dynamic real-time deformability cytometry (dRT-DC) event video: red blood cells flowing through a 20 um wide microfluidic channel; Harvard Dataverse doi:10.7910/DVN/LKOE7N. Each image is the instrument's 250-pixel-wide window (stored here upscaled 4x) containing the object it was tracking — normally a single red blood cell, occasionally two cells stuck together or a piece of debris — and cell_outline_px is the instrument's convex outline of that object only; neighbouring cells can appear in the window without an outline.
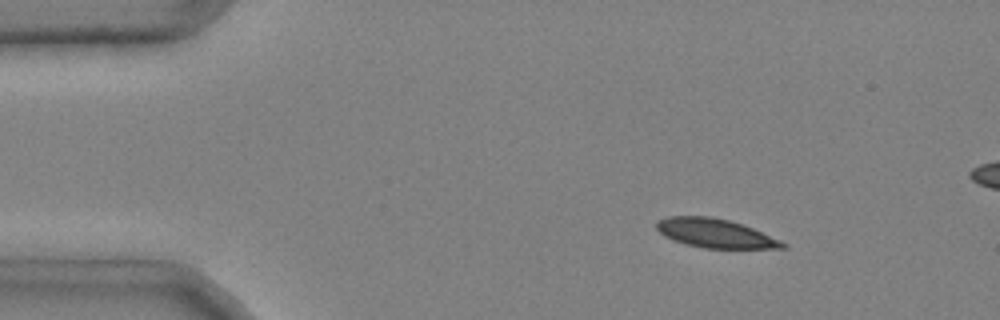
{"species": "common noctule bat (a hibernating species)", "species_latin": "Nyctalus noctula", "temperature_condition": "cold", "stored_images_in_passage": 42, "camera_frame_rate_fps": 3000, "um_per_image_px": 0.085, "animal": {"sex": "male", "body_mass_g": 20.4}, "frame": {"image": 1, "passage_image": 1, "time_ms": 0.0, "image_size_px": [1000, 320], "cell_outline_px": [[788, 248], [704, 248], [684, 244], [672, 240], [664, 236], [656, 228], [656, 224], [660, 220], [668, 216], [712, 216], [728, 220], [752, 228], [780, 240], [788, 244]], "centroid_in_image_um": [60.78, 19.83], "position_along_channel_um": 24.2, "area_um2": 21.15}}
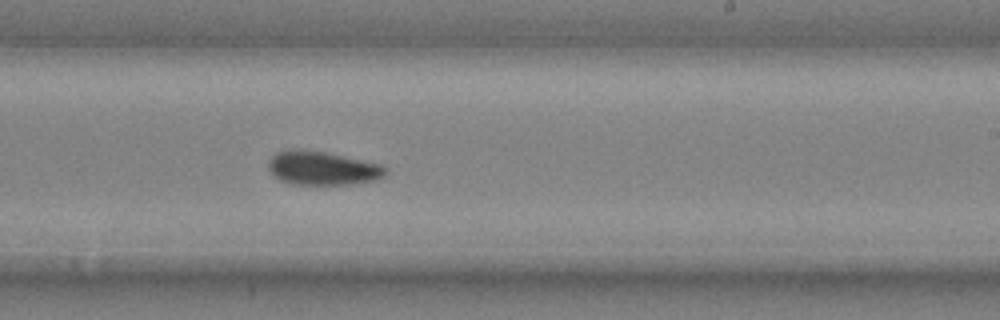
{"frame": {"image": 2, "passage_image": 24, "time_ms": 7.667, "image_size_px": [1000, 320], "cell_outline_px": [[388, 172], [384, 176], [376, 180], [352, 184], [292, 184], [280, 180], [268, 168], [268, 160], [276, 152], [288, 148], [292, 148], [324, 152], [380, 164], [388, 168]], "centroid_in_image_um": [27.4, 14.29], "position_along_channel_um": 261.6, "area_um2": 23.0}}
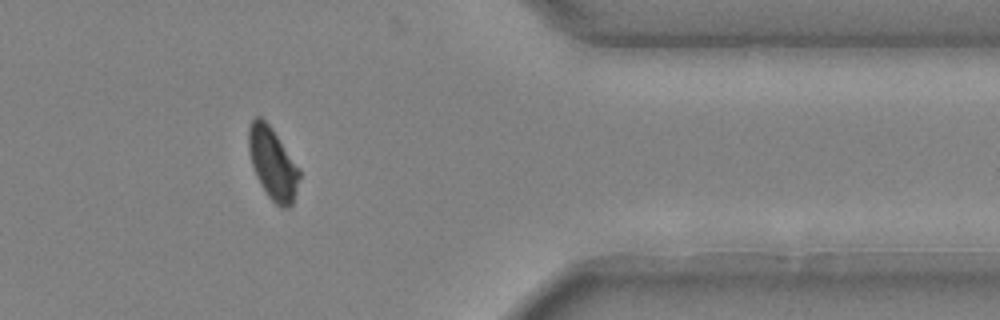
{"frame": {"image": 3, "passage_image": 35, "time_ms": 11.333, "image_size_px": [1000, 320], "cell_outline_px": [[300, 176], [292, 204], [288, 208], [280, 208], [268, 196], [260, 184], [256, 176], [252, 164], [248, 148], [248, 128], [252, 120], [256, 116], [260, 116], [272, 128], [300, 168]], "centroid_in_image_um": [23.18, 13.89], "position_along_channel_um": 388.2, "area_um2": 21.21}, "authors_computed_cell_mechanics": {"area_um2": 22.6287, "velocity_mm_per_s": 3.9629, "shape_relaxation_time_tau1_ms": 5.1083, "shape_relaxation_time_tau2_ms": 3.9943, "deformation_change_tau1": 0.131, "deformation_change_tau2": 0.0698}}